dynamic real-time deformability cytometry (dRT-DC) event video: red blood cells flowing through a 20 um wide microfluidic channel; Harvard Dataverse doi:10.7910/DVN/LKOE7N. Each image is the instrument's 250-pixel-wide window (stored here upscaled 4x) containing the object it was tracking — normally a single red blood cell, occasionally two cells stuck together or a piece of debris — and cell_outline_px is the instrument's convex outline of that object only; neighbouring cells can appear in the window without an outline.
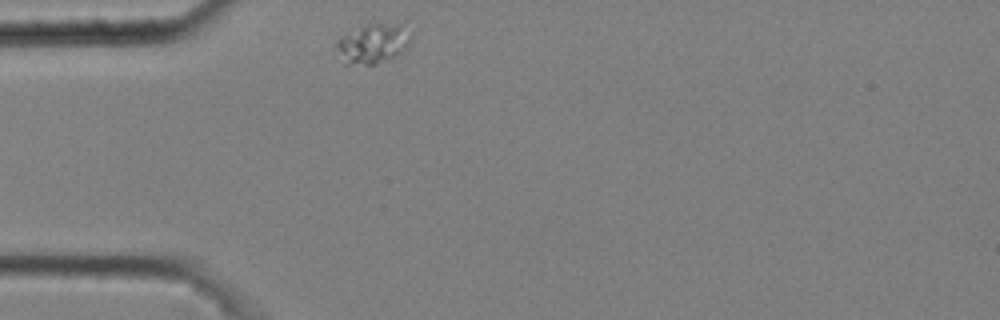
{"species": "common noctule bat (a hibernating species)", "species_latin": "Nyctalus noctula", "temperature_condition": "cold", "stored_images_in_passage": 1, "camera_frame_rate_fps": 3000, "um_per_image_px": 0.085, "animal": {"sex": "male", "body_mass_g": 20.4}, "frame": {"image": 1, "passage_image": 1, "time_ms": 0.0, "image_size_px": [1000, 320], "cell_outline_px": [[412, 44], [408, 48], [392, 56], [372, 64], [344, 64], [336, 44], [336, 40], [368, 24], [400, 24], [412, 32]], "centroid_in_image_um": [31.77, 3.69], "position_along_channel_um": 53.2, "area_um2": 16.7}}